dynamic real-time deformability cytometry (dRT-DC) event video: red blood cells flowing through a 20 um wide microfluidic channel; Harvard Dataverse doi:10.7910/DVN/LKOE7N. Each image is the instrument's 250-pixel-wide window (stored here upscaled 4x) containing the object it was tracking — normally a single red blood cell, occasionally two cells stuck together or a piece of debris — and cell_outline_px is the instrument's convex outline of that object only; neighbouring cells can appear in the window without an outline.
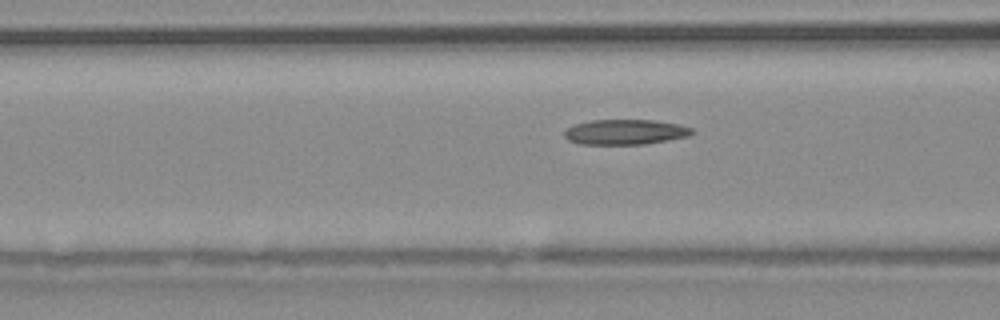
{"species": "common noctule bat (a hibernating species)", "species_latin": "Nyctalus noctula", "temperature_condition": "warm", "stored_images_in_passage": 23, "camera_frame_rate_fps": 3000, "um_per_image_px": 0.085, "animal": {"sex": "male", "body_mass_g": 20.4}, "frame": {"image": 1, "passage_image": 14, "time_ms": 4.333, "image_size_px": [1000, 320], "cell_outline_px": [[696, 132], [688, 136], [668, 140], [644, 144], [580, 144], [568, 140], [564, 136], [564, 132], [568, 128], [576, 124], [592, 120], [656, 120], [680, 124], [692, 128]], "centroid_in_image_um": [53.19, 11.22], "position_along_channel_um": 113.4, "area_um2": 18.73}}